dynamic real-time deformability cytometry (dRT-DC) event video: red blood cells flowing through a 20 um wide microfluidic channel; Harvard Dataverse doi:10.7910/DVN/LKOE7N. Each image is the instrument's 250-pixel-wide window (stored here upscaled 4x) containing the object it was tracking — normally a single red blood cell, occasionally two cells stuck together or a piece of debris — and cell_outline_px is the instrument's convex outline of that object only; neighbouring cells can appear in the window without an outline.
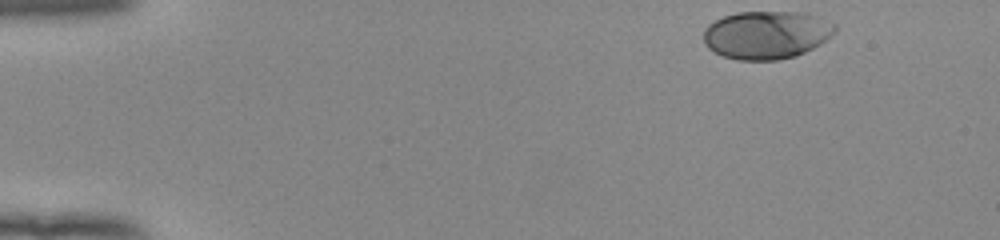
{"species": "human", "species_latin": "Homo sapiens", "temperature_condition": "room temperature", "stored_images_in_passage": 48, "camera_frame_rate_fps": 3000, "um_per_image_px": 0.085, "donor": {"sex": "female"}, "frame": {"image": 1, "passage_image": 1, "time_ms": 0.0, "image_size_px": [1000, 240], "cell_outline_px": [[836, 28], [820, 44], [796, 56], [776, 60], [740, 60], [724, 56], [708, 48], [704, 44], [704, 28], [708, 24], [724, 16], [736, 12], [808, 12], [836, 24]], "centroid_in_image_um": [65.13, 2.95], "position_along_channel_um": 19.9, "area_um2": 36.7}}
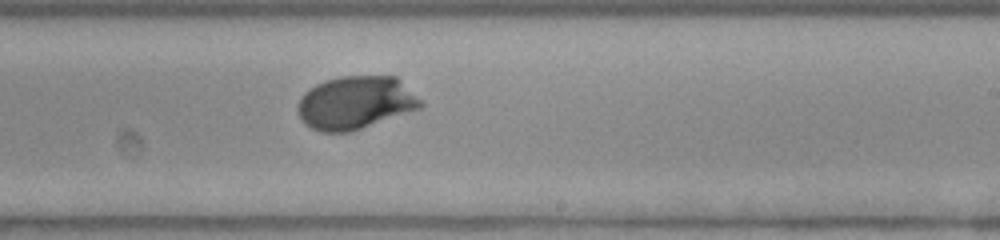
{"frame": {"image": 2, "passage_image": 28, "time_ms": 9.0, "image_size_px": [1000, 240], "cell_outline_px": [[424, 104], [420, 108], [352, 132], [320, 132], [304, 124], [296, 108], [300, 96], [304, 92], [316, 84], [324, 80], [340, 76], [396, 76]], "centroid_in_image_um": [30.17, 8.73], "position_along_channel_um": 258.8, "area_um2": 38.03}}
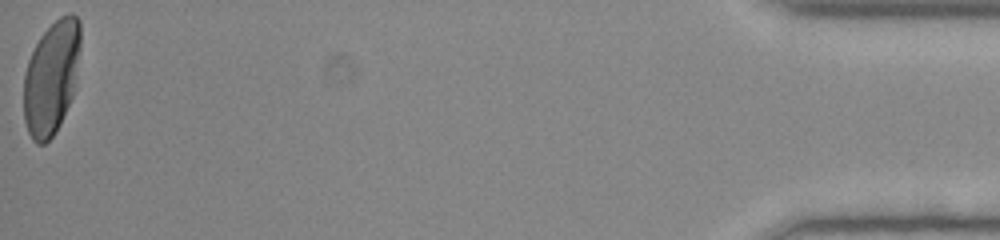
{"frame": {"image": 3, "passage_image": 48, "time_ms": 15.667, "image_size_px": [1000, 240], "cell_outline_px": [[80, 48], [72, 96], [60, 124], [52, 136], [44, 144], [36, 144], [32, 140], [28, 132], [24, 120], [24, 72], [28, 60], [40, 36], [60, 16], [68, 12], [72, 12], [80, 20]], "centroid_in_image_um": [4.36, 6.58], "position_along_channel_um": 430.8, "area_um2": 37.4}, "authors_computed_cell_mechanics": {"area_um2": 36.5296, "velocity_mm_per_s": 3.9105, "shape_relaxation_time_tau1_ms": 2.2989, "shape_relaxation_time_tau2_ms": null, "deformation_change_tau1": 0.1755, "deformation_change_tau2": null}}